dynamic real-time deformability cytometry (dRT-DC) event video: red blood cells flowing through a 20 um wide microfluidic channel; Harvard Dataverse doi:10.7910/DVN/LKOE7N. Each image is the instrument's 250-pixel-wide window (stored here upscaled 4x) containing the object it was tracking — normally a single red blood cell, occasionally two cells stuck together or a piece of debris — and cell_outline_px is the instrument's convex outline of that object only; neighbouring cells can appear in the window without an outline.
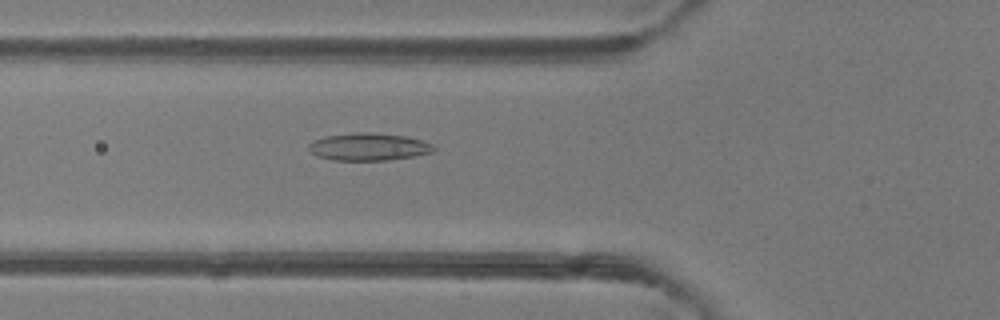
{"species": "common noctule bat (a hibernating species)", "species_latin": "Nyctalus noctula", "temperature_condition": "room temperature", "stored_images_in_passage": 42, "camera_frame_rate_fps": 3000, "um_per_image_px": 0.085, "animal": {"sex": "female"}, "frame": {"image": 1, "passage_image": 11, "time_ms": 3.333, "image_size_px": [1000, 320], "cell_outline_px": [[436, 148], [432, 152], [412, 156], [388, 160], [332, 160], [316, 156], [308, 148], [308, 144], [312, 140], [328, 136], [356, 132], [372, 132], [408, 136], [432, 144]], "centroid_in_image_um": [31.31, 12.47], "position_along_channel_um": 94.5, "area_um2": 20.0}}
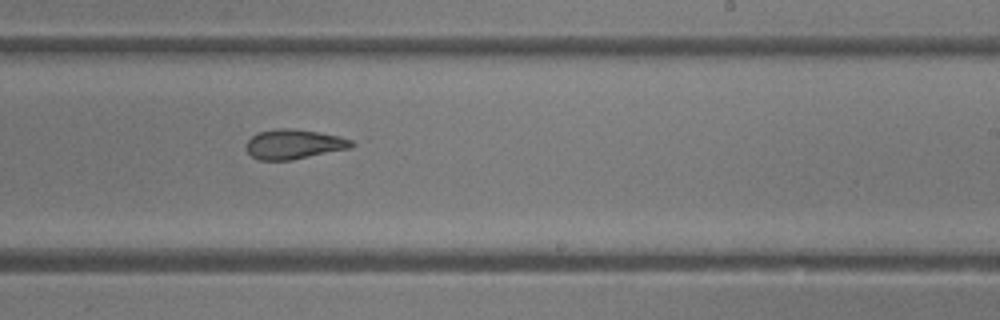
{"frame": {"image": 2, "passage_image": 23, "time_ms": 7.333, "image_size_px": [1000, 320], "cell_outline_px": [[360, 140], [352, 148], [292, 160], [260, 160], [252, 156], [248, 152], [248, 140], [252, 136], [260, 132], [276, 128], [292, 128], [340, 136]], "centroid_in_image_um": [25.1, 12.25], "position_along_channel_um": 263.9, "area_um2": 18.38}}
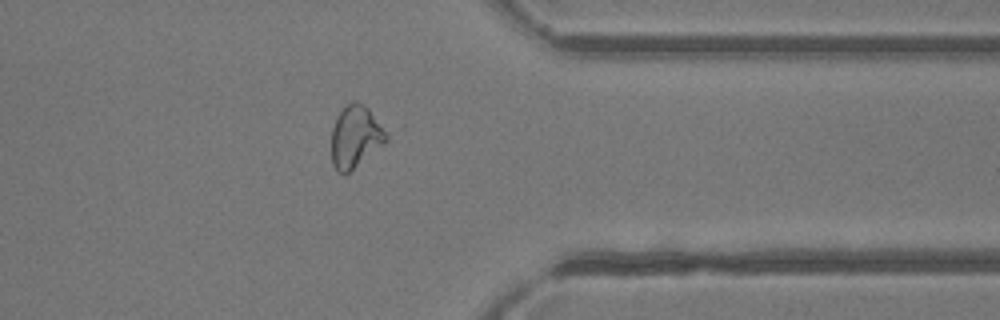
{"frame": {"image": 3, "passage_image": 32, "time_ms": 10.333, "image_size_px": [1000, 320], "cell_outline_px": [[404, 128], [384, 144], [348, 172], [336, 172], [332, 164], [332, 128], [336, 116], [352, 100], [356, 100], [404, 124]], "centroid_in_image_um": [30.58, 11.44], "position_along_channel_um": 380.8, "area_um2": 22.77}, "authors_computed_cell_mechanics": {"area_um2": 20.2011, "velocity_mm_per_s": 4.2196, "shape_relaxation_time_tau1_ms": null, "shape_relaxation_time_tau2_ms": 1.9856, "deformation_change_tau1": null, "deformation_change_tau2": 0.0929}}